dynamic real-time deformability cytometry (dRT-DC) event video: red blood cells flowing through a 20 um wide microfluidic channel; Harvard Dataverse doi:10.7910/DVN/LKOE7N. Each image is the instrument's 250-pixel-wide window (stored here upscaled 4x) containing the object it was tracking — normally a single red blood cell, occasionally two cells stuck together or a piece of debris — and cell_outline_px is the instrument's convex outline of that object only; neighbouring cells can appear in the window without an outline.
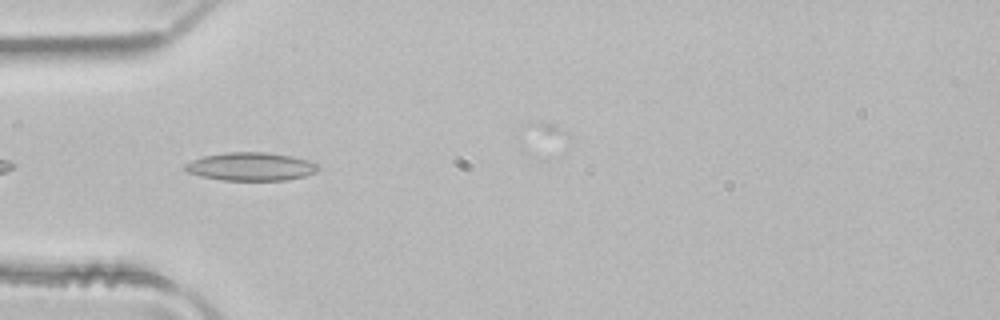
{"species": "common noctule bat (a hibernating species)", "species_latin": "Nyctalus noctula", "temperature_condition": "room temperature", "stored_images_in_passage": 6, "camera_frame_rate_fps": 3000, "um_per_image_px": 0.085, "animal": {"sex": "male", "body_mass_g": 21.5, "forearm_length_mm": 52.0}, "frame": {"image": 1, "passage_image": 4, "time_ms": 1.0, "image_size_px": [1000, 320], "cell_outline_px": [[320, 168], [316, 172], [304, 176], [284, 180], [220, 180], [200, 176], [188, 172], [184, 168], [184, 164], [192, 160], [204, 156], [224, 152], [264, 152], [292, 156], [308, 160], [316, 164]], "centroid_in_image_um": [21.3, 14.15], "position_along_channel_um": 63.7, "area_um2": 21.85}}
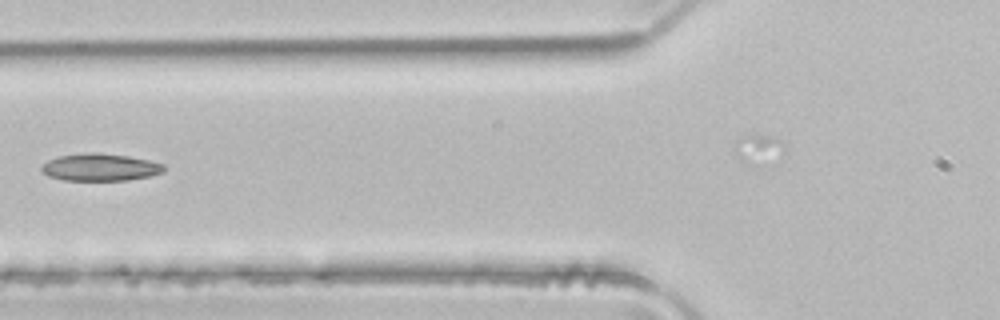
{"frame": {"image": 2, "passage_image": 5, "time_ms": 1.333, "image_size_px": [1000, 320], "cell_outline_px": [[164, 172], [148, 176], [128, 180], [64, 180], [48, 176], [40, 168], [48, 160], [60, 156], [84, 152], [100, 152], [128, 156], [148, 160], [164, 164]], "centroid_in_image_um": [8.52, 14.21], "position_along_channel_um": 117.3, "area_um2": 19.42}}